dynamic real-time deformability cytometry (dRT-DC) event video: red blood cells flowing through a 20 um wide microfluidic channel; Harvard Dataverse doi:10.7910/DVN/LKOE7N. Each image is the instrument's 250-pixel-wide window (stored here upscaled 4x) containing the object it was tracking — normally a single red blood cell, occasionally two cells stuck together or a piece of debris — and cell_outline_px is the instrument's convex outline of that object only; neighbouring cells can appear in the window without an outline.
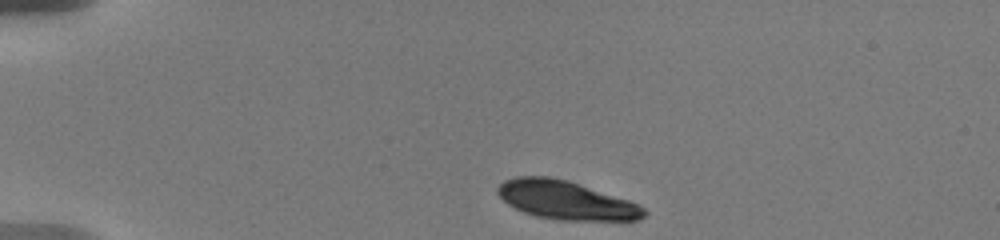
{"species": "human", "species_latin": "Homo sapiens", "temperature_condition": "warm", "stored_images_in_passage": 9, "camera_frame_rate_fps": 3000, "um_per_image_px": 0.085, "donor": {"sex": "male"}, "frame": {"image": 1, "passage_image": 1, "time_ms": 0.0, "image_size_px": [1000, 240], "cell_outline_px": [[648, 212], [640, 220], [560, 220], [536, 216], [524, 212], [508, 204], [496, 192], [496, 188], [504, 180], [516, 176], [548, 176], [568, 180], [628, 200], [644, 208]], "centroid_in_image_um": [48.08, 17.01], "position_along_channel_um": 36.9, "area_um2": 32.71}}
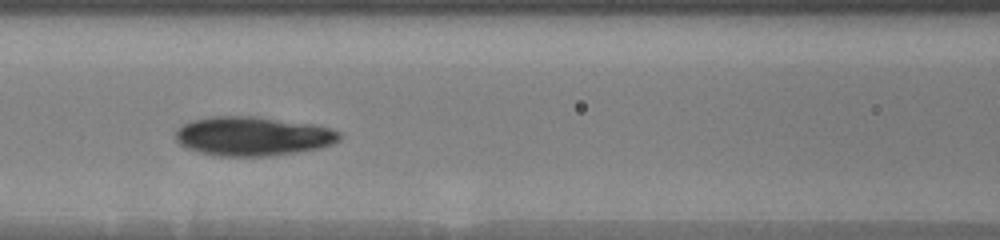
{"frame": {"image": 2, "passage_image": 7, "time_ms": 4.667, "image_size_px": [1000, 240], "cell_outline_px": [[340, 140], [332, 144], [320, 148], [272, 156], [216, 156], [200, 152], [188, 148], [180, 144], [176, 140], [176, 128], [192, 120], [212, 116], [260, 116], [316, 124], [340, 132]], "centroid_in_image_um": [21.5, 11.56], "position_along_channel_um": 145.1, "area_um2": 37.69}}
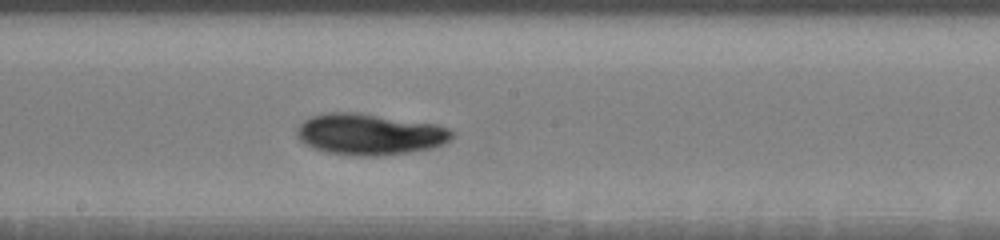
{"frame": {"image": 3, "passage_image": 9, "time_ms": 6.667, "image_size_px": [1000, 240], "cell_outline_px": [[456, 136], [444, 144], [432, 148], [408, 152], [380, 156], [352, 156], [328, 152], [312, 148], [304, 144], [296, 136], [296, 128], [304, 120], [312, 116], [328, 112], [360, 112], [436, 124], [448, 128], [456, 132]], "centroid_in_image_um": [31.43, 11.41], "position_along_channel_um": 216.8, "area_um2": 37.8}}